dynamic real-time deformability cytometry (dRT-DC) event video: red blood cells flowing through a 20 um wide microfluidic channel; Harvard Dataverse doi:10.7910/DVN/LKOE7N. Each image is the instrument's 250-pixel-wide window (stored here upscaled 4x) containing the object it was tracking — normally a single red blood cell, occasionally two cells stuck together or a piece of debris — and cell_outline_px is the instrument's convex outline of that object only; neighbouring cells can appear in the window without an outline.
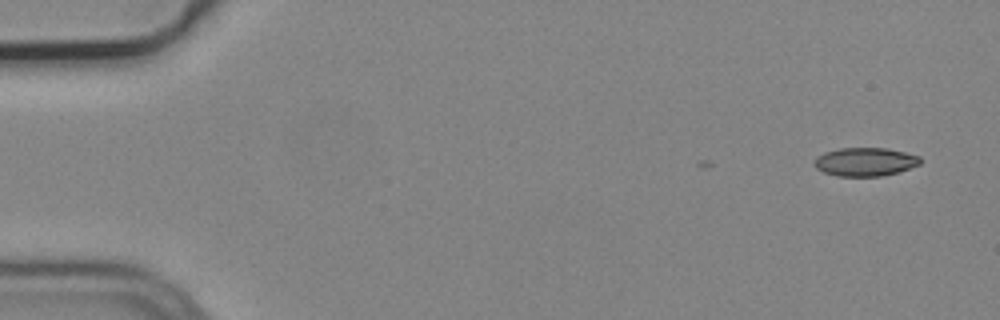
{"species": "common noctule bat (a hibernating species)", "species_latin": "Nyctalus noctula", "temperature_condition": "cold", "stored_images_in_passage": 4, "camera_frame_rate_fps": 3000, "um_per_image_px": 0.085, "animal": {"sex": "male", "body_mass_g": 19.2, "forearm_length_mm": 51.8}, "frame": {"image": 1, "passage_image": 1, "time_ms": 0.0, "image_size_px": [1000, 320], "cell_outline_px": [[920, 164], [900, 172], [880, 176], [840, 176], [824, 172], [816, 168], [816, 156], [824, 152], [840, 148], [888, 148], [920, 156]], "centroid_in_image_um": [73.56, 13.75], "position_along_channel_um": 11.4, "area_um2": 17.51}}
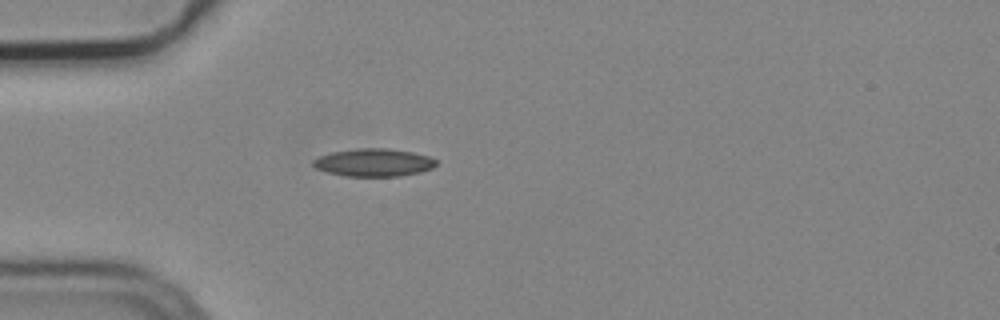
{"frame": {"image": 2, "passage_image": 4, "time_ms": 1.0, "image_size_px": [1000, 320], "cell_outline_px": [[436, 164], [432, 168], [420, 172], [400, 176], [344, 176], [328, 172], [316, 168], [312, 164], [312, 160], [320, 156], [332, 152], [356, 148], [388, 148], [412, 152], [428, 156], [436, 160]], "centroid_in_image_um": [31.76, 13.81], "position_along_channel_um": 53.2, "area_um2": 19.88}}